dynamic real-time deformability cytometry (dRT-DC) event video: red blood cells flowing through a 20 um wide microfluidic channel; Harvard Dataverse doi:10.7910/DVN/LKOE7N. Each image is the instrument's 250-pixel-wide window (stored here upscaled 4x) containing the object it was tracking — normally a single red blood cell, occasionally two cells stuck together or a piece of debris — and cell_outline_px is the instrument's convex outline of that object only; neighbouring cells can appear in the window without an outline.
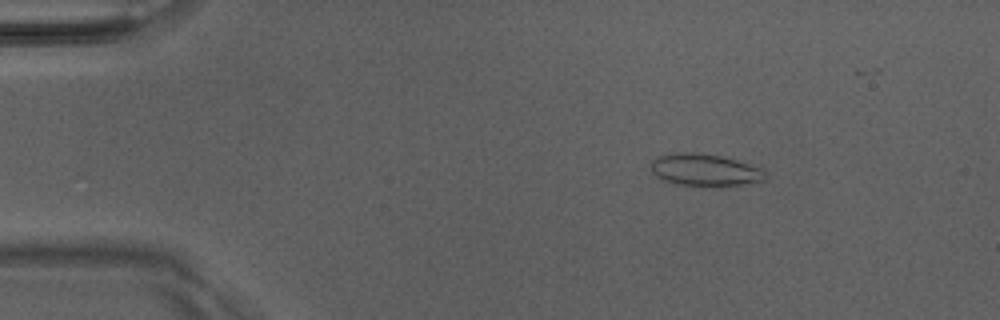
{"species": "Egyptian fruit bat (a non-hibernating species)", "species_latin": "Rousettus aegyptiacus", "temperature_condition": "room temperature", "stored_images_in_passage": 46, "camera_frame_rate_fps": 3000, "um_per_image_px": 0.085, "animal": {"sex": "male"}, "frame": {"image": 1, "passage_image": 7, "time_ms": 2.0, "image_size_px": [1000, 320], "cell_outline_px": [[768, 180], [720, 188], [704, 188], [680, 184], [664, 180], [656, 176], [652, 172], [652, 160], [656, 156], [676, 152], [696, 152], [720, 156], [736, 160], [764, 168], [768, 172]], "centroid_in_image_um": [60.0, 14.48], "position_along_channel_um": 25.0, "area_um2": 22.31}}
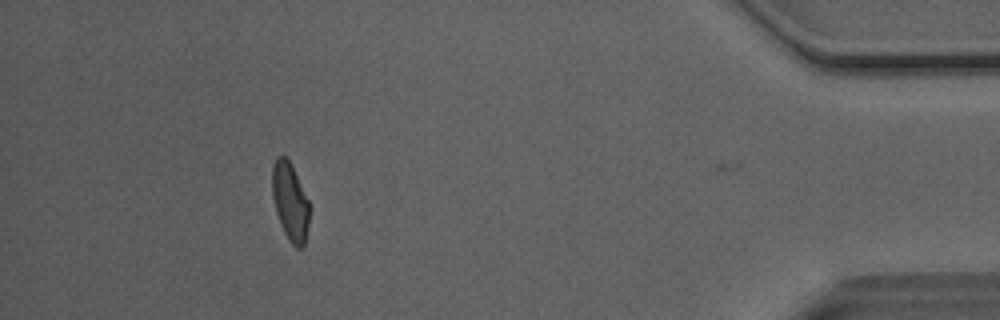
{"frame": {"image": 2, "passage_image": 45, "time_ms": 14.667, "image_size_px": [1000, 320], "cell_outline_px": [[312, 208], [304, 248], [296, 248], [288, 240], [280, 224], [276, 212], [272, 196], [272, 164], [276, 156], [284, 156], [292, 164]], "centroid_in_image_um": [24.69, 17.16], "position_along_channel_um": 410.5, "area_um2": 17.46}, "authors_computed_cell_mechanics": {"area_um2": 18.3226, "velocity_mm_per_s": 4.0955, "shape_relaxation_time_tau1_ms": 5.0763, "shape_relaxation_time_tau2_ms": 1.6611, "deformation_change_tau1": 0.1375, "deformation_change_tau2": 0.072}}